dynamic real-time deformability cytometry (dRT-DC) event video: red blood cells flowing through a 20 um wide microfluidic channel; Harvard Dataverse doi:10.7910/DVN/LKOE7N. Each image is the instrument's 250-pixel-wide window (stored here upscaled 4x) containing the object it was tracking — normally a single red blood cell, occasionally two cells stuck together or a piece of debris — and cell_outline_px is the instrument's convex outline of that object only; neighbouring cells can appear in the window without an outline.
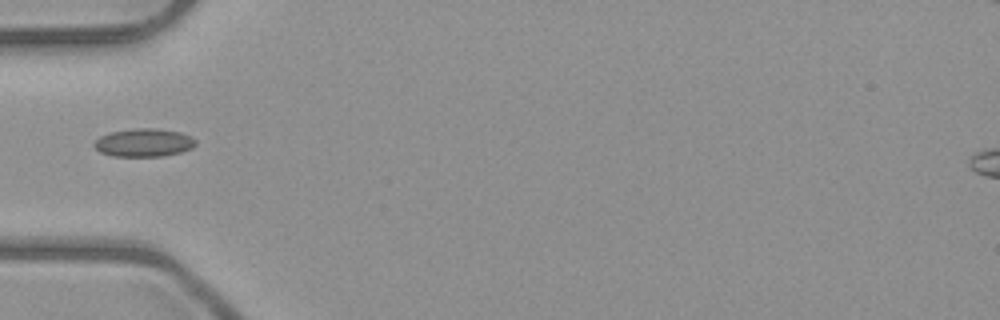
{"species": "common noctule bat (a hibernating species)", "species_latin": "Nyctalus noctula", "temperature_condition": "room temperature", "stored_images_in_passage": 6, "camera_frame_rate_fps": 3000, "um_per_image_px": 0.085, "animal": {"sex": "male", "body_mass_g": 23.1, "forearm_length_mm": 52.7}, "frame": {"image": 1, "passage_image": 5, "time_ms": 4.667, "image_size_px": [1000, 320], "cell_outline_px": [[196, 144], [192, 148], [180, 152], [164, 156], [112, 156], [100, 152], [92, 144], [100, 136], [112, 132], [136, 128], [156, 128], [180, 132], [192, 136], [196, 140]], "centroid_in_image_um": [12.25, 12.12], "position_along_channel_um": 72.8, "area_um2": 16.65}}
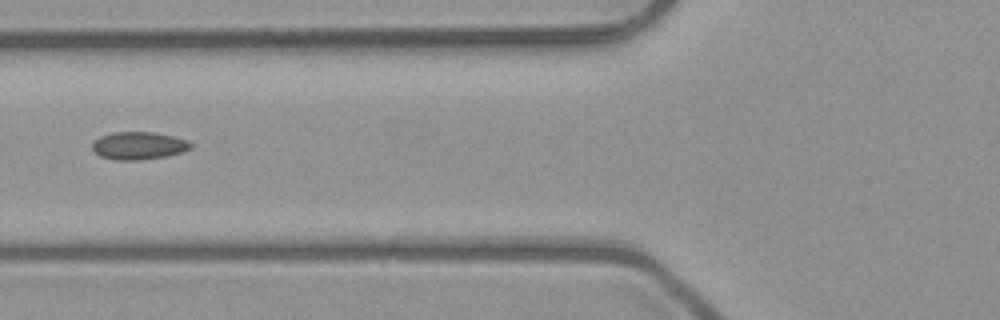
{"frame": {"image": 2, "passage_image": 6, "time_ms": 5.667, "image_size_px": [1000, 320], "cell_outline_px": [[192, 148], [184, 152], [168, 156], [136, 160], [116, 160], [100, 156], [92, 148], [92, 144], [100, 136], [112, 132], [152, 132], [172, 136], [188, 140], [192, 144]], "centroid_in_image_um": [11.82, 12.38], "position_along_channel_um": 114.0, "area_um2": 15.9}}